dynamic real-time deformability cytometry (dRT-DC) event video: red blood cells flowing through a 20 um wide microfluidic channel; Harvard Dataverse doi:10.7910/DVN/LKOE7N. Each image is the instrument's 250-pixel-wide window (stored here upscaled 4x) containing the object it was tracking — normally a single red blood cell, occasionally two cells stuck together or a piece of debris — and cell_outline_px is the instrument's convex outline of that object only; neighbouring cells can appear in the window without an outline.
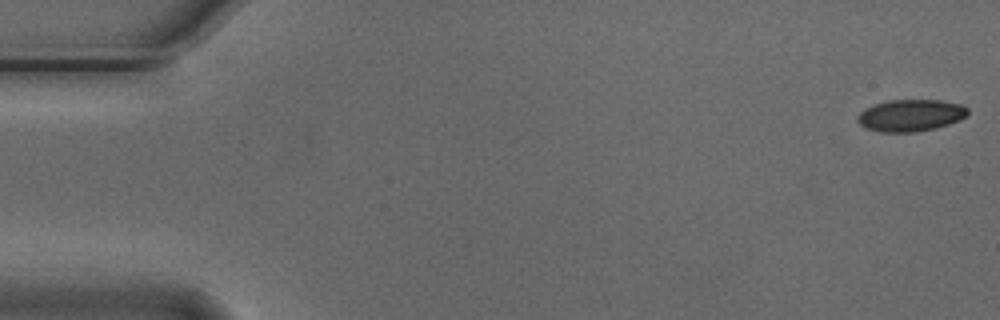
{"species": "Egyptian fruit bat (a non-hibernating species)", "species_latin": "Rousettus aegyptiacus", "temperature_condition": "cold", "stored_images_in_passage": 54, "camera_frame_rate_fps": 3000, "um_per_image_px": 0.085, "animal": {"sex": "male"}, "frame": {"image": 1, "passage_image": 1, "time_ms": 0.0, "image_size_px": [1000, 320], "cell_outline_px": [[968, 116], [960, 120], [936, 128], [912, 132], [880, 132], [864, 128], [856, 120], [856, 116], [864, 108], [872, 104], [888, 100], [940, 100], [960, 104], [968, 108]], "centroid_in_image_um": [77.37, 9.8], "position_along_channel_um": 7.6, "area_um2": 20.75}}
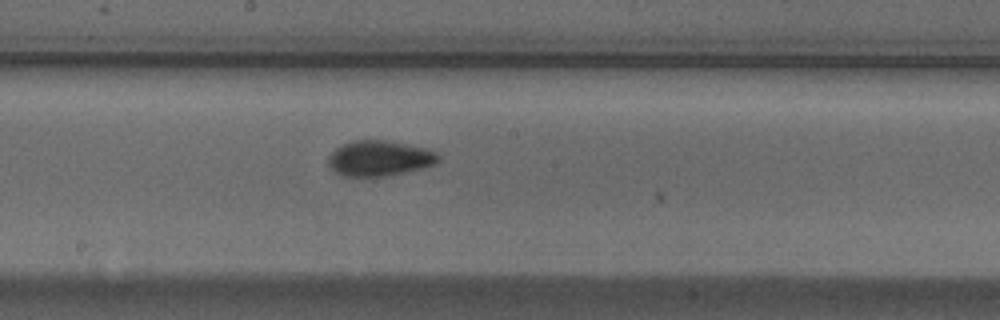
{"frame": {"image": 2, "passage_image": 29, "time_ms": 9.333, "image_size_px": [1000, 320], "cell_outline_px": [[440, 160], [436, 164], [420, 168], [384, 176], [344, 176], [336, 172], [328, 164], [328, 156], [336, 148], [352, 140], [384, 140], [428, 148], [436, 152], [440, 156]], "centroid_in_image_um": [32.26, 13.44], "position_along_channel_um": 215.9, "area_um2": 22.54}}
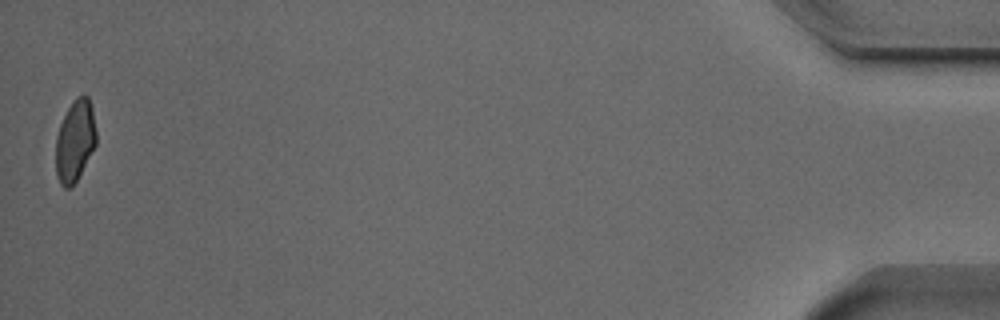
{"frame": {"image": 3, "passage_image": 54, "time_ms": 17.667, "image_size_px": [1000, 320], "cell_outline_px": [[96, 144], [76, 180], [68, 188], [64, 188], [60, 184], [56, 176], [56, 136], [60, 124], [68, 108], [76, 96], [84, 92], [88, 96], [92, 108], [96, 132]], "centroid_in_image_um": [6.37, 11.93], "position_along_channel_um": 428.8, "area_um2": 19.13}, "authors_computed_cell_mechanics": {"area_um2": 21.2993, "velocity_mm_per_s": 3.7397, "shape_relaxation_time_tau1_ms": 4.3643, "shape_relaxation_time_tau2_ms": 1.5906, "deformation_change_tau1": 0.1248, "deformation_change_tau2": 0.0618}}